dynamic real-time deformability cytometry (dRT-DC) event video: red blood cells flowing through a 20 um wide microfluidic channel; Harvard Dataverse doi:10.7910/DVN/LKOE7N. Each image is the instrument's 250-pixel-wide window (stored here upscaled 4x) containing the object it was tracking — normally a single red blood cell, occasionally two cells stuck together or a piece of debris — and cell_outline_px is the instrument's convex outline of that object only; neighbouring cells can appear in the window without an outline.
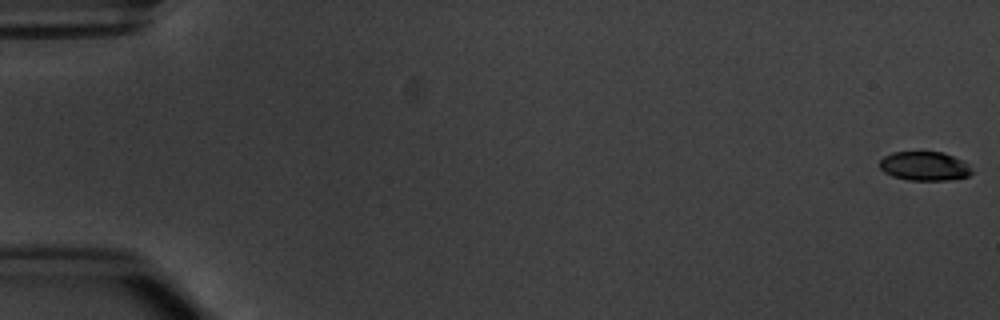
{"species": "common noctule bat (a hibernating species)", "species_latin": "Nyctalus noctula", "temperature_condition": "warm", "stored_images_in_passage": 5, "camera_frame_rate_fps": 3000, "um_per_image_px": 0.085, "animal": {"sex": "male", "body_mass_g": 20.1, "forearm_length_mm": 53.5}, "frame": {"image": 1, "passage_image": 1, "time_ms": 0.0, "image_size_px": [1000, 320], "cell_outline_px": [[972, 172], [968, 176], [948, 180], [908, 180], [892, 176], [884, 172], [880, 168], [880, 160], [884, 156], [892, 152], [944, 152], [964, 160], [972, 168]], "centroid_in_image_um": [78.6, 14.11], "position_along_channel_um": 6.4, "area_um2": 15.72}}